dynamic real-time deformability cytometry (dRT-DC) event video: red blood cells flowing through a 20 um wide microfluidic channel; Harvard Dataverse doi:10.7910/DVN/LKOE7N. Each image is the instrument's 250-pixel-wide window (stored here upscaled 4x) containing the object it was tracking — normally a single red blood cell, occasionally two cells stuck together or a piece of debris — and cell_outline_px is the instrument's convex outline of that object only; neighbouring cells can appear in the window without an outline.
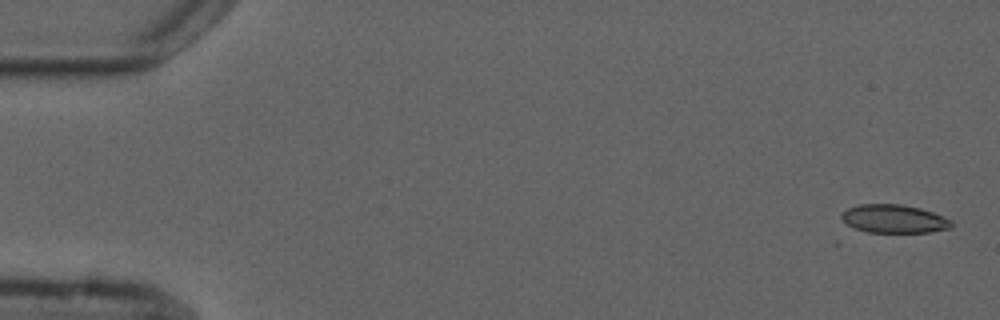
{"species": "common noctule bat (a hibernating species)", "species_latin": "Nyctalus noctula", "temperature_condition": "cold", "stored_images_in_passage": 5, "camera_frame_rate_fps": 3000, "um_per_image_px": 0.085, "animal": {"sex": "male", "forearm_length_mm": 52.5}, "frame": {"image": 1, "passage_image": 1, "time_ms": 0.0, "image_size_px": [1000, 320], "cell_outline_px": [[952, 228], [928, 232], [868, 232], [856, 228], [848, 224], [840, 216], [840, 212], [848, 208], [860, 204], [900, 204], [920, 208], [932, 212], [952, 220]], "centroid_in_image_um": [75.99, 18.59], "position_along_channel_um": 9.0, "area_um2": 18.03}}
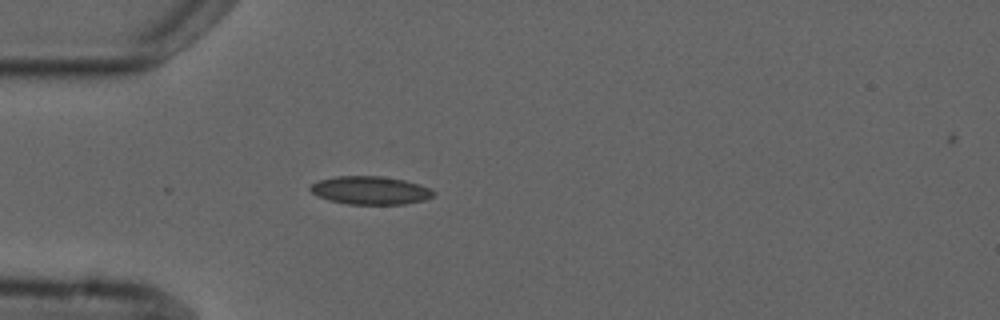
{"frame": {"image": 2, "passage_image": 5, "time_ms": 4.667, "image_size_px": [1000, 320], "cell_outline_px": [[436, 192], [432, 196], [424, 200], [404, 204], [348, 204], [328, 200], [312, 192], [308, 188], [312, 184], [320, 180], [336, 176], [380, 176], [404, 180], [420, 184], [432, 188]], "centroid_in_image_um": [31.51, 16.18], "position_along_channel_um": 53.5, "area_um2": 20.17}}